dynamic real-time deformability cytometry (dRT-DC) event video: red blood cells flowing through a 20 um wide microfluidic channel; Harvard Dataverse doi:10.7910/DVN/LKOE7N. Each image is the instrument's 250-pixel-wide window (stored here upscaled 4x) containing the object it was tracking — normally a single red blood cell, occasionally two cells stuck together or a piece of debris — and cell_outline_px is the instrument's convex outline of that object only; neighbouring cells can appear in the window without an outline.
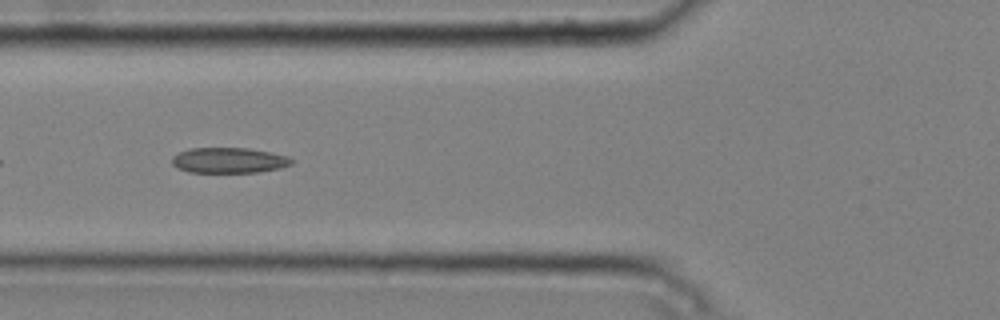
{"species": "common noctule bat (a hibernating species)", "species_latin": "Nyctalus noctula", "temperature_condition": "cold", "stored_images_in_passage": 9, "camera_frame_rate_fps": 3000, "um_per_image_px": 0.085, "animal": {"sex": "male", "body_mass_g": 20.4}, "frame": {"image": 1, "passage_image": 6, "time_ms": 1.667, "image_size_px": [1000, 320], "cell_outline_px": [[296, 160], [292, 164], [280, 168], [260, 172], [188, 172], [176, 168], [172, 164], [172, 156], [188, 148], [248, 148], [288, 156]], "centroid_in_image_um": [19.46, 13.63], "position_along_channel_um": 106.3, "area_um2": 17.86}}
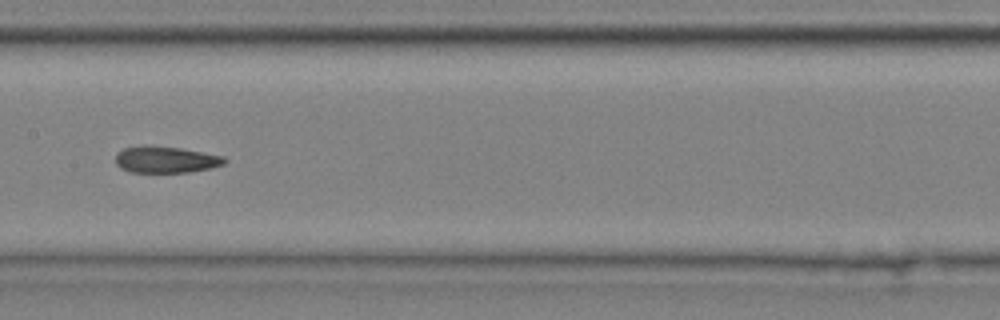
{"frame": {"image": 2, "passage_image": 8, "time_ms": 2.333, "image_size_px": [1000, 320], "cell_outline_px": [[228, 160], [224, 164], [208, 168], [188, 172], [128, 172], [120, 168], [116, 164], [116, 152], [124, 148], [144, 144], [180, 148], [224, 156]], "centroid_in_image_um": [14.04, 13.55], "position_along_channel_um": 193.4, "area_um2": 16.99}}
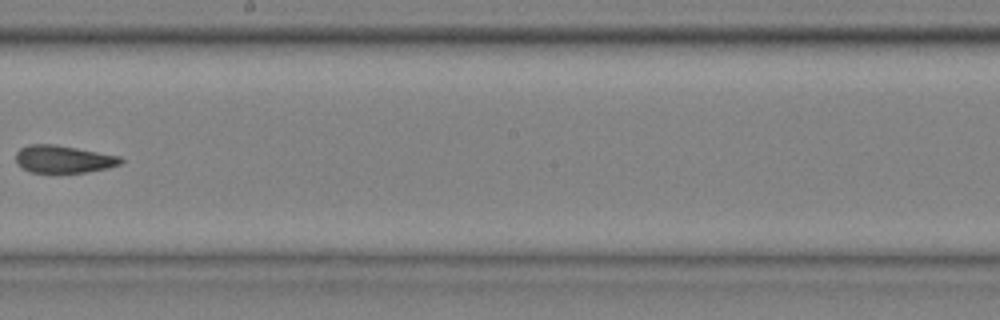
{"frame": {"image": 3, "passage_image": 9, "time_ms": 2.667, "image_size_px": [1000, 320], "cell_outline_px": [[124, 160], [120, 164], [108, 168], [84, 172], [28, 172], [16, 164], [16, 152], [20, 148], [28, 144], [52, 144], [76, 148], [120, 156]], "centroid_in_image_um": [5.35, 13.52], "position_along_channel_um": 242.8, "area_um2": 16.76}}